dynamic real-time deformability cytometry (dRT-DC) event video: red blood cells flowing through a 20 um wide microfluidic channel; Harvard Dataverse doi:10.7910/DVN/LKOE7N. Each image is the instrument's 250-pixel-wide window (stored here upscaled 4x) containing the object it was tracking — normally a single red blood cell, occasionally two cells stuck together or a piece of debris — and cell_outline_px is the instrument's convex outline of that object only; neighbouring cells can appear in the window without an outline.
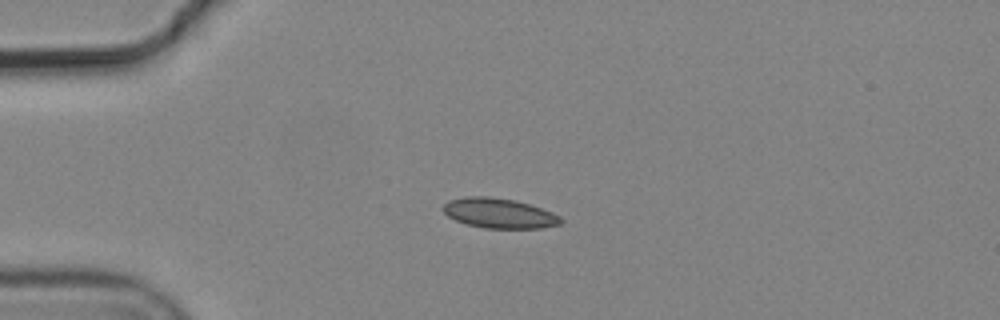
{"species": "common noctule bat (a hibernating species)", "species_latin": "Nyctalus noctula", "temperature_condition": "cold", "stored_images_in_passage": 4, "camera_frame_rate_fps": 3000, "um_per_image_px": 0.085, "animal": {"sex": "male", "body_mass_g": 19.2, "forearm_length_mm": 51.8}, "frame": {"image": 1, "passage_image": 3, "time_ms": 0.667, "image_size_px": [1000, 320], "cell_outline_px": [[564, 220], [560, 224], [540, 228], [484, 228], [464, 224], [448, 216], [440, 208], [448, 200], [464, 196], [488, 196], [516, 200], [552, 212], [560, 216]], "centroid_in_image_um": [42.39, 18.12], "position_along_channel_um": 42.6, "area_um2": 20.69}}